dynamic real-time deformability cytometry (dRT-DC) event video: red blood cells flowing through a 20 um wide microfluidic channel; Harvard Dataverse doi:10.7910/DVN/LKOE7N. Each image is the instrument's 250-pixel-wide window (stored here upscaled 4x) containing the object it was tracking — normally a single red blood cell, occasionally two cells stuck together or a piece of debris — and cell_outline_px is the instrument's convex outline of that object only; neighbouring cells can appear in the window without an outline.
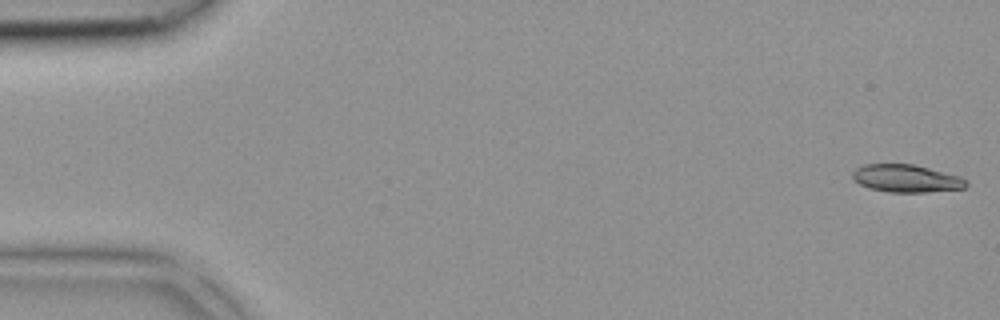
{"species": "common noctule bat (a hibernating species)", "species_latin": "Nyctalus noctula", "temperature_condition": "room temperature", "stored_images_in_passage": 42, "camera_frame_rate_fps": 3000, "um_per_image_px": 0.085, "animal": {"sex": "female", "body_mass_g": 18.4}, "frame": {"image": 1, "passage_image": 1, "time_ms": 0.0, "image_size_px": [1000, 320], "cell_outline_px": [[968, 184], [964, 188], [924, 192], [888, 192], [868, 188], [852, 180], [852, 172], [856, 168], [864, 164], [912, 164], [960, 176]], "centroid_in_image_um": [76.97, 15.17], "position_along_channel_um": 8.0, "area_um2": 18.21}}
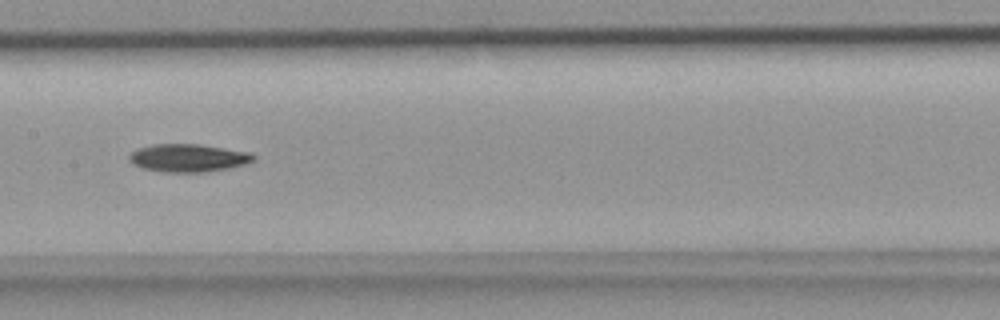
{"frame": {"image": 2, "passage_image": 21, "time_ms": 6.667, "image_size_px": [1000, 320], "cell_outline_px": [[256, 160], [244, 164], [228, 168], [204, 172], [164, 172], [144, 168], [132, 164], [128, 160], [128, 156], [136, 148], [152, 144], [200, 144], [252, 152], [256, 156]], "centroid_in_image_um": [16.01, 13.41], "position_along_channel_um": 191.4, "area_um2": 20.4}}
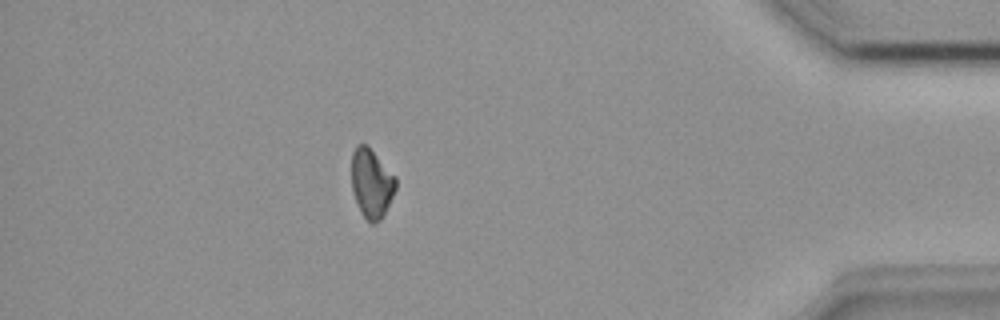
{"frame": {"image": 3, "passage_image": 37, "time_ms": 12.0, "image_size_px": [1000, 320], "cell_outline_px": [[396, 188], [384, 216], [376, 224], [372, 224], [364, 216], [352, 192], [352, 152], [356, 144], [368, 144], [396, 176]], "centroid_in_image_um": [31.59, 15.54], "position_along_channel_um": 403.6, "area_um2": 17.98}}